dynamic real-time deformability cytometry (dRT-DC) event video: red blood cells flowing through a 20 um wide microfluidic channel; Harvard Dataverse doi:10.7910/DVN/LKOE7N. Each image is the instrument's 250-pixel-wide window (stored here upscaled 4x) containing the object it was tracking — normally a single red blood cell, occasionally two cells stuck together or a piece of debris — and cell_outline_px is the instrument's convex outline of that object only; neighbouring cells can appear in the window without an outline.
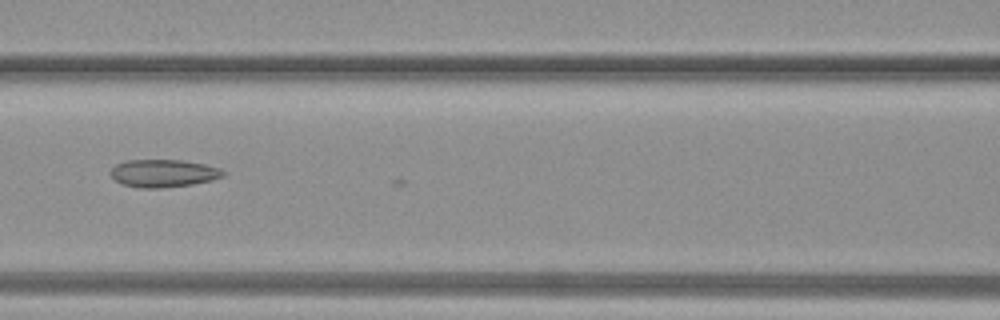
{"species": "common noctule bat (a hibernating species)", "species_latin": "Nyctalus noctula", "temperature_condition": "warm", "stored_images_in_passage": 11, "camera_frame_rate_fps": 3000, "um_per_image_px": 0.085, "animal": {"sex": "female", "body_mass_g": 19.3, "forearm_length_mm": 54.1}, "frame": {"image": 1, "passage_image": 8, "time_ms": 2.333, "image_size_px": [1000, 320], "cell_outline_px": [[228, 172], [224, 176], [212, 180], [192, 184], [160, 188], [140, 188], [124, 184], [116, 180], [108, 172], [116, 164], [128, 160], [184, 160], [204, 164], [220, 168]], "centroid_in_image_um": [13.92, 14.72], "position_along_channel_um": 152.7, "area_um2": 18.21}}
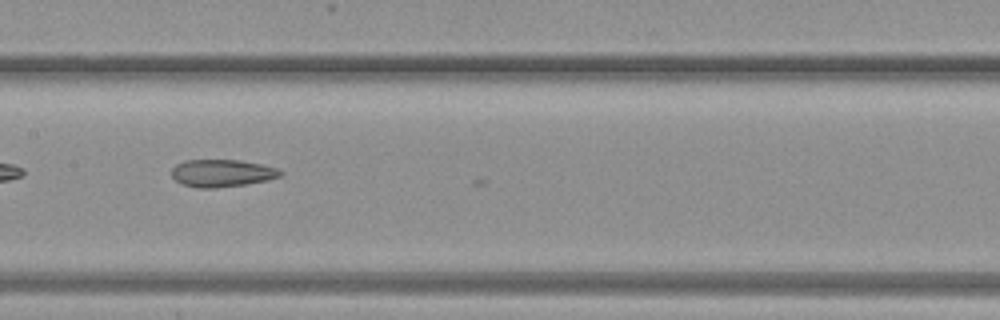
{"frame": {"image": 2, "passage_image": 10, "time_ms": 3.0, "image_size_px": [1000, 320], "cell_outline_px": [[284, 172], [280, 176], [268, 180], [244, 184], [216, 188], [196, 188], [184, 184], [176, 180], [172, 176], [172, 168], [176, 164], [184, 160], [240, 160], [260, 164], [276, 168]], "centroid_in_image_um": [18.86, 14.71], "position_along_channel_um": 188.5, "area_um2": 17.28}}